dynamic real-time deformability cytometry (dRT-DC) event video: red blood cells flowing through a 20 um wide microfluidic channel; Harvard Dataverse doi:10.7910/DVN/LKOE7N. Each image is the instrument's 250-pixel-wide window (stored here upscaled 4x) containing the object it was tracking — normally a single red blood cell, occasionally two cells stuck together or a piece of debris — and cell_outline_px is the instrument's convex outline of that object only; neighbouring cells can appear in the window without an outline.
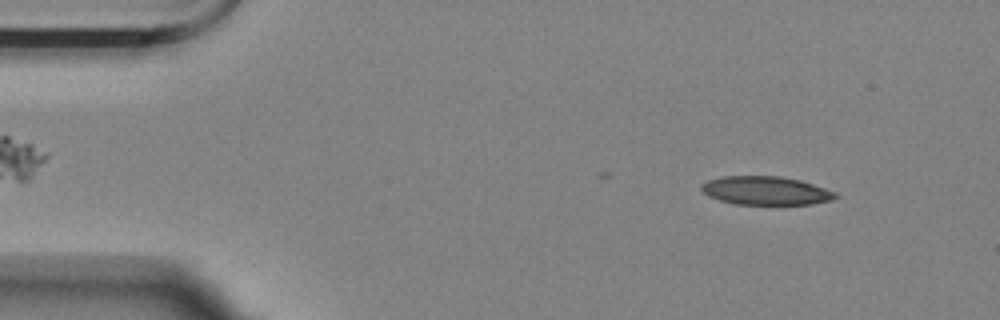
{"species": "Egyptian fruit bat (a non-hibernating species)", "species_latin": "Rousettus aegyptiacus", "temperature_condition": "room temperature", "stored_images_in_passage": 50, "camera_frame_rate_fps": 3000, "um_per_image_px": 0.085, "animal": {"sex": "female"}, "frame": {"image": 1, "passage_image": 5, "time_ms": 1.333, "image_size_px": [1000, 320], "cell_outline_px": [[840, 196], [832, 200], [812, 204], [736, 204], [720, 200], [708, 196], [700, 188], [700, 184], [708, 180], [720, 176], [780, 176], [800, 180], [836, 192]], "centroid_in_image_um": [65.08, 16.2], "position_along_channel_um": 19.9, "area_um2": 22.31}}
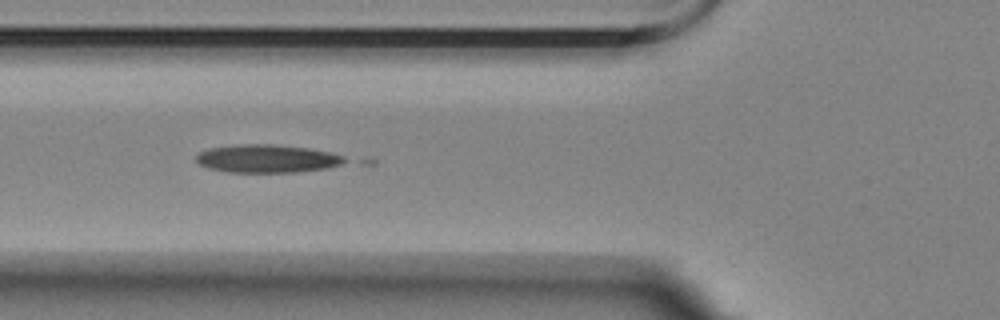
{"frame": {"image": 2, "passage_image": 19, "time_ms": 6.0, "image_size_px": [1000, 320], "cell_outline_px": [[348, 160], [340, 164], [328, 168], [296, 172], [228, 172], [208, 168], [200, 164], [196, 160], [196, 156], [200, 152], [208, 148], [244, 144], [272, 144], [308, 148], [328, 152], [344, 156]], "centroid_in_image_um": [22.7, 13.48], "position_along_channel_um": 103.1, "area_um2": 24.16}}
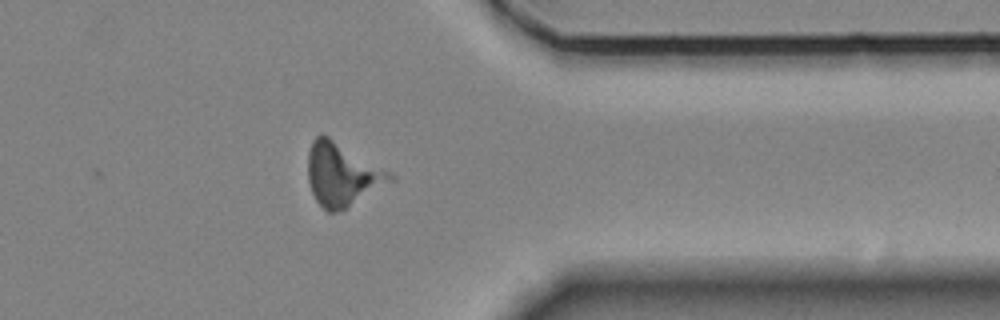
{"frame": {"image": 3, "passage_image": 44, "time_ms": 14.333, "image_size_px": [1000, 320], "cell_outline_px": [[396, 180], [344, 208], [336, 212], [328, 212], [316, 200], [312, 192], [308, 180], [308, 152], [312, 140], [320, 132], [328, 136], [396, 176]], "centroid_in_image_um": [29.06, 14.82], "position_along_channel_um": 382.3, "area_um2": 29.71}, "authors_computed_cell_mechanics": {"area_um2": 23.5824, "velocity_mm_per_s": 3.4806, "shape_relaxation_time_tau1_ms": 3.3116, "shape_relaxation_time_tau2_ms": null, "deformation_change_tau1": null, "deformation_change_tau2": null}}